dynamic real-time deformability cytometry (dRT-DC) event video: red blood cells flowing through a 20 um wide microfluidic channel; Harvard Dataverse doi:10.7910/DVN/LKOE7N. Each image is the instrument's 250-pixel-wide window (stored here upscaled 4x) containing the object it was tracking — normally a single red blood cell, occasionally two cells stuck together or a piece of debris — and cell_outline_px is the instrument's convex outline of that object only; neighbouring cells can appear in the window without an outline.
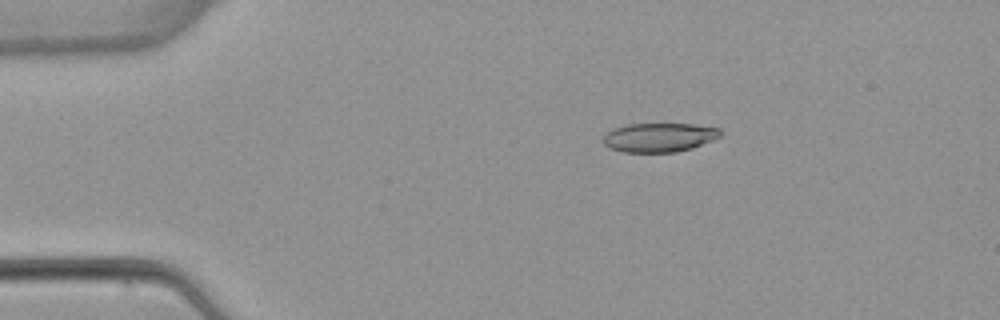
{"species": "common noctule bat (a hibernating species)", "species_latin": "Nyctalus noctula", "temperature_condition": "warm", "stored_images_in_passage": 4, "camera_frame_rate_fps": 3000, "um_per_image_px": 0.085, "animal": {"sex": "female", "body_mass_g": 22.7, "forearm_length_mm": 54.2}, "frame": {"image": 1, "passage_image": 1, "time_ms": 0.0, "image_size_px": [1000, 320], "cell_outline_px": [[720, 136], [712, 140], [692, 148], [676, 152], [624, 152], [612, 148], [604, 144], [604, 136], [608, 132], [616, 128], [628, 124], [696, 124], [720, 128]], "centroid_in_image_um": [56.07, 11.67], "position_along_channel_um": 28.9, "area_um2": 19.59}}
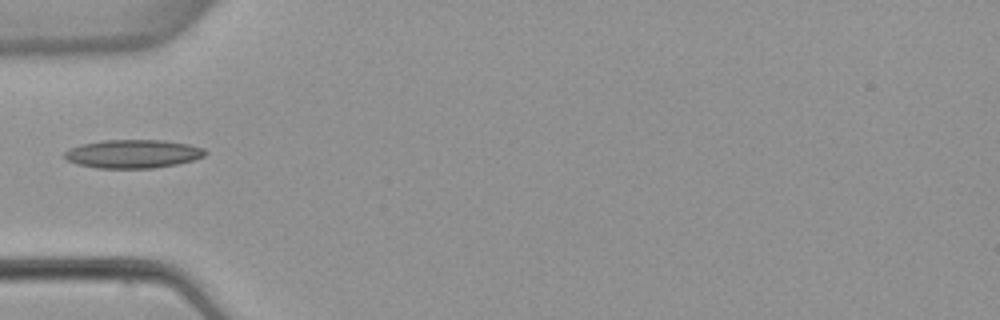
{"frame": {"image": 2, "passage_image": 3, "time_ms": 2.667, "image_size_px": [1000, 320], "cell_outline_px": [[208, 152], [204, 156], [192, 160], [176, 164], [152, 168], [96, 168], [76, 164], [68, 160], [64, 156], [64, 152], [68, 148], [80, 144], [100, 140], [164, 140], [188, 144], [204, 148]], "centroid_in_image_um": [11.27, 13.07], "position_along_channel_um": 73.7, "area_um2": 23.47}}
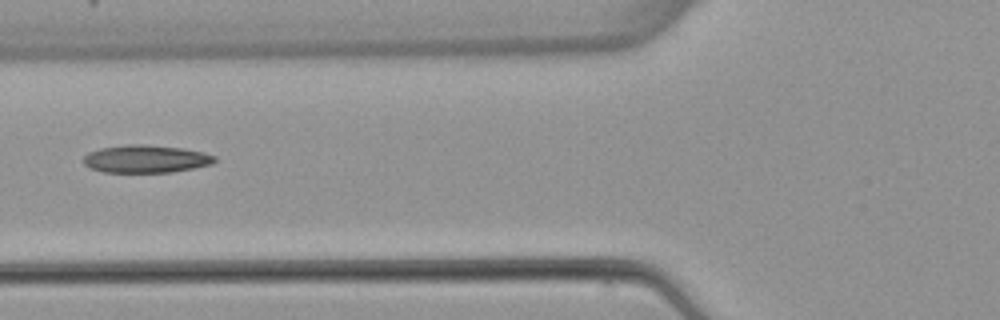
{"frame": {"image": 3, "passage_image": 4, "time_ms": 3.667, "image_size_px": [1000, 320], "cell_outline_px": [[216, 160], [212, 164], [172, 172], [104, 172], [92, 168], [84, 164], [84, 156], [88, 152], [100, 148], [128, 144], [148, 144], [184, 148], [204, 152], [216, 156]], "centroid_in_image_um": [12.42, 13.49], "position_along_channel_um": 113.4, "area_um2": 21.27}}